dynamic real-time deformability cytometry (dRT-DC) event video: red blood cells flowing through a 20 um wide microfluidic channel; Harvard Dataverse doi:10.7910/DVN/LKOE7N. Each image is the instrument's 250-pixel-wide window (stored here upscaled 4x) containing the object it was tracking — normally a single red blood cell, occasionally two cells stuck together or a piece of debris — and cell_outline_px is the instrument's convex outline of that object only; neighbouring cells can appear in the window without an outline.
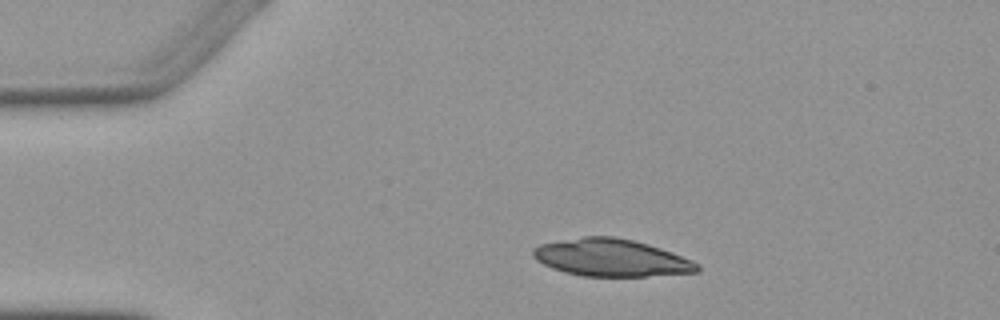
{"species": "Egyptian fruit bat (a non-hibernating species)", "species_latin": "Rousettus aegyptiacus", "temperature_condition": "warm", "stored_images_in_passage": 2, "camera_frame_rate_fps": 3000, "um_per_image_px": 0.085, "animal": {"sex": "female"}, "frame": {"image": 1, "passage_image": 1, "time_ms": 0.0, "image_size_px": [1000, 320], "cell_outline_px": [[700, 272], [644, 276], [584, 276], [564, 272], [552, 268], [536, 260], [532, 256], [532, 248], [540, 244], [584, 236], [616, 236], [648, 244], [660, 248], [692, 260], [700, 264]], "centroid_in_image_um": [51.95, 21.9], "position_along_channel_um": 33.0, "area_um2": 35.72}}